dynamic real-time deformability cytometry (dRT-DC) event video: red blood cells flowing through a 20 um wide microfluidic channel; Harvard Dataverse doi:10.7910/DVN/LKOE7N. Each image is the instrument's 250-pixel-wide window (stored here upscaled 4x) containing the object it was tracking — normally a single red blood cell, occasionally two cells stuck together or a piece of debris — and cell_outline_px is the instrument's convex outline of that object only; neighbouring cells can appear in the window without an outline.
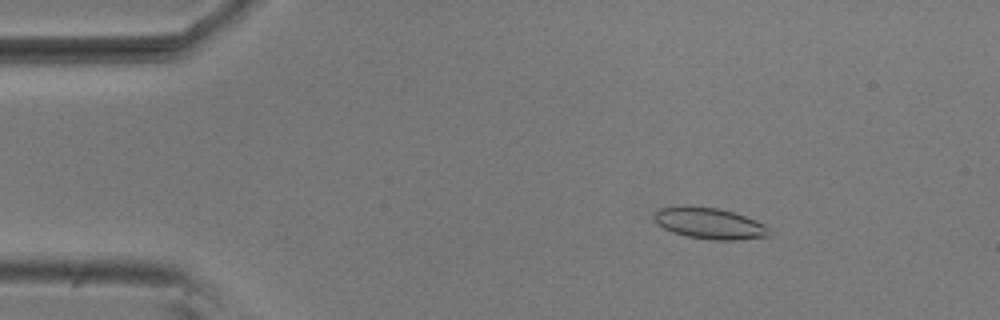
{"species": "common noctule bat (a hibernating species)", "species_latin": "Nyctalus noctula", "temperature_condition": "room temperature", "stored_images_in_passage": 54, "camera_frame_rate_fps": 3000, "um_per_image_px": 0.085, "animal": {"sex": "male", "body_mass_g": 20.5, "forearm_length_mm": 52.5}, "frame": {"image": 1, "passage_image": 8, "time_ms": 2.333, "image_size_px": [1000, 320], "cell_outline_px": [[772, 236], [736, 240], [712, 240], [688, 236], [672, 232], [656, 224], [652, 216], [660, 208], [720, 208], [756, 220], [764, 224], [768, 228]], "centroid_in_image_um": [60.36, 19.03], "position_along_channel_um": 24.6, "area_um2": 20.4}}
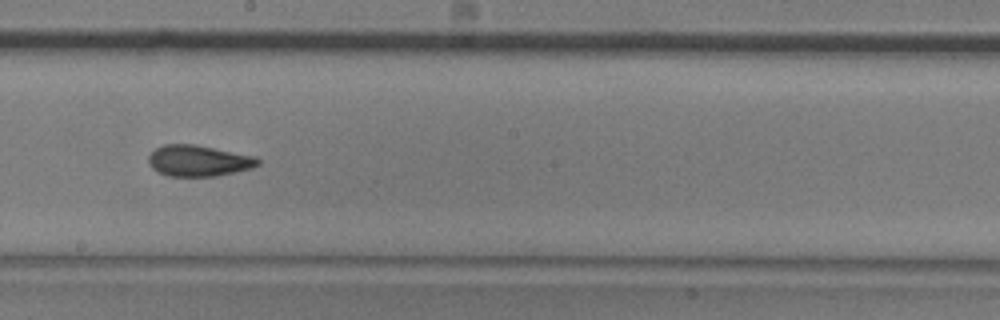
{"frame": {"image": 2, "passage_image": 30, "time_ms": 9.667, "image_size_px": [1000, 320], "cell_outline_px": [[260, 164], [252, 168], [236, 172], [216, 176], [168, 176], [152, 168], [148, 164], [148, 156], [156, 148], [164, 144], [196, 144], [256, 156], [260, 160]], "centroid_in_image_um": [16.9, 13.66], "position_along_channel_um": 231.3, "area_um2": 20.0}}
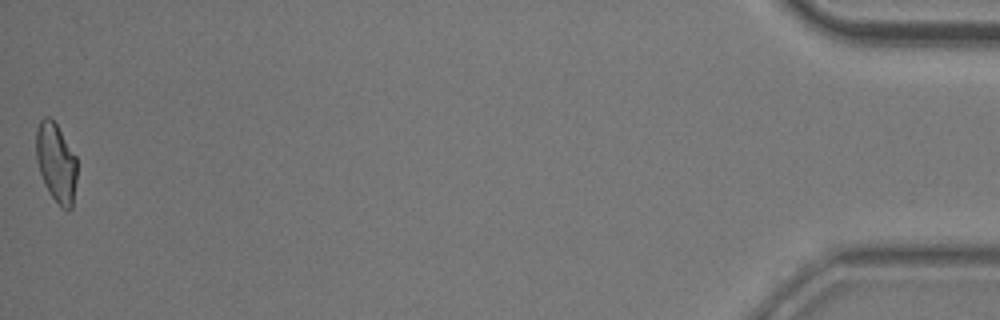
{"frame": {"image": 3, "passage_image": 54, "time_ms": 17.667, "image_size_px": [1000, 320], "cell_outline_px": [[76, 180], [72, 208], [68, 212], [60, 208], [44, 184], [36, 160], [36, 128], [40, 120], [44, 116], [48, 116], [56, 124], [76, 156]], "centroid_in_image_um": [4.76, 13.85], "position_along_channel_um": 430.4, "area_um2": 18.9}, "authors_computed_cell_mechanics": {"area_um2": 19.8543, "velocity_mm_per_s": 3.7155, "shape_relaxation_time_tau1_ms": 5.5929, "shape_relaxation_time_tau2_ms": 1.8397, "deformation_change_tau1": 0.1669, "deformation_change_tau2": 0.0765}}